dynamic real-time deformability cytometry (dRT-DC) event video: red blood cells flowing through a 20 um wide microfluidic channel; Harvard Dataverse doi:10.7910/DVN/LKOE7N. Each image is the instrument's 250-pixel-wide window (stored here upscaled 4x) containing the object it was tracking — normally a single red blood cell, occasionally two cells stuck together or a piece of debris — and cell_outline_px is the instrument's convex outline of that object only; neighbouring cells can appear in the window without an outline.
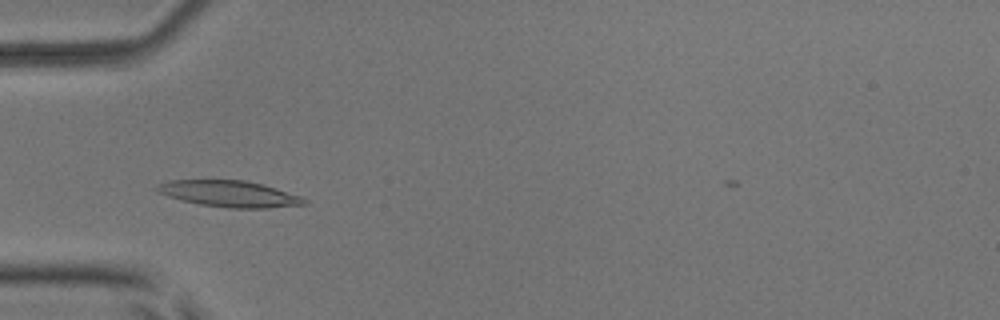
{"species": "common noctule bat (a hibernating species)", "species_latin": "Nyctalus noctula", "temperature_condition": "room temperature", "stored_images_in_passage": 7, "camera_frame_rate_fps": 3000, "um_per_image_px": 0.085, "animal": {"sex": "male", "body_mass_g": 17.9, "forearm_length_mm": 54.2}, "frame": {"image": 1, "passage_image": 5, "time_ms": 4.667, "image_size_px": [1000, 320], "cell_outline_px": [[308, 204], [268, 208], [228, 208], [200, 204], [180, 200], [168, 196], [152, 188], [168, 180], [244, 180], [264, 184], [300, 196], [308, 200]], "centroid_in_image_um": [19.51, 16.47], "position_along_channel_um": 65.5, "area_um2": 22.6}}
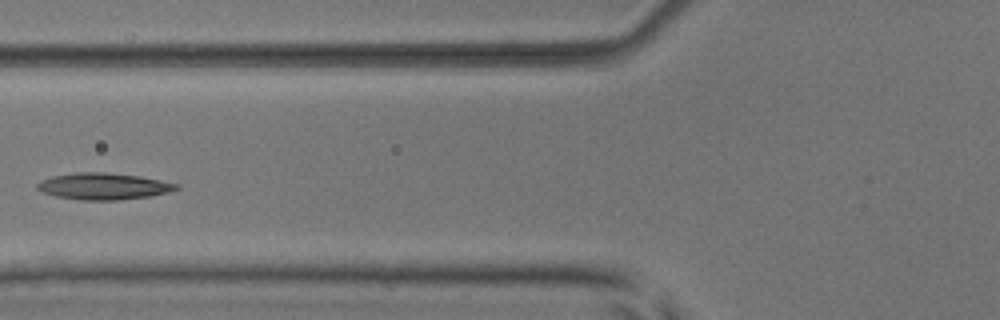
{"frame": {"image": 2, "passage_image": 6, "time_ms": 6.0, "image_size_px": [1000, 320], "cell_outline_px": [[180, 188], [168, 192], [148, 196], [120, 200], [80, 200], [56, 196], [44, 192], [36, 188], [36, 184], [40, 180], [52, 176], [76, 172], [104, 172], [140, 176], [180, 184]], "centroid_in_image_um": [8.79, 15.83], "position_along_channel_um": 117.0, "area_um2": 21.56}}
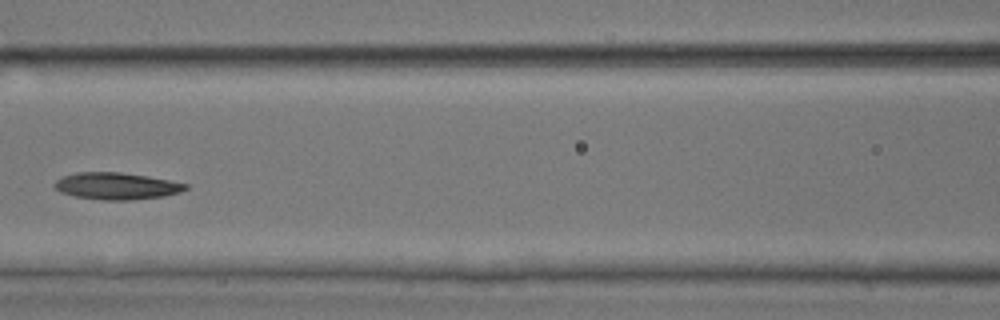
{"frame": {"image": 3, "passage_image": 7, "time_ms": 7.0, "image_size_px": [1000, 320], "cell_outline_px": [[188, 188], [180, 192], [164, 196], [132, 200], [100, 200], [76, 196], [60, 192], [52, 184], [60, 176], [76, 172], [120, 172], [148, 176], [188, 184]], "centroid_in_image_um": [9.87, 15.81], "position_along_channel_um": 156.7, "area_um2": 20.63}}